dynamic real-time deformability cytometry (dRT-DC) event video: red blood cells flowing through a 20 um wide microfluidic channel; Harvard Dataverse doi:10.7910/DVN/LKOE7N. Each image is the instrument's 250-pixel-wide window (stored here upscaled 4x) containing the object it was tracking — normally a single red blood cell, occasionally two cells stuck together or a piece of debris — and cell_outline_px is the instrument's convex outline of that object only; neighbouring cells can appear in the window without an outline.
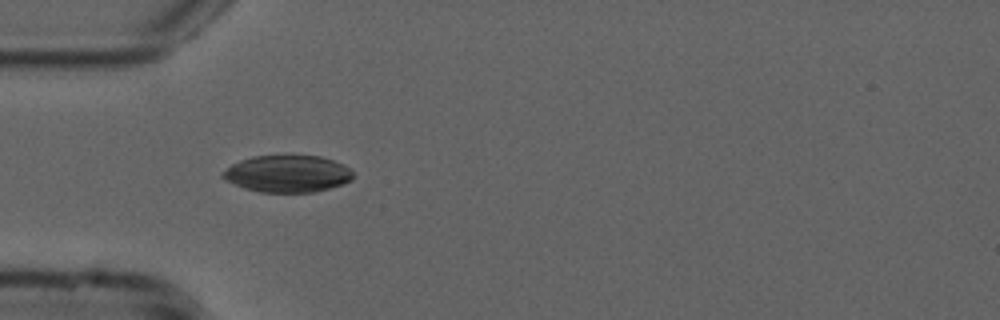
{"species": "common noctule bat (a hibernating species)", "species_latin": "Nyctalus noctula", "temperature_condition": "cold", "stored_images_in_passage": 4, "camera_frame_rate_fps": 3000, "um_per_image_px": 0.085, "animal": {"sex": "male", "forearm_length_mm": 52.5}, "frame": {"image": 1, "passage_image": 1, "time_ms": 0.0, "image_size_px": [1000, 320], "cell_outline_px": [[352, 180], [344, 184], [312, 192], [260, 192], [244, 188], [224, 180], [220, 176], [220, 172], [232, 164], [240, 160], [252, 156], [320, 156], [344, 164], [352, 172]], "centroid_in_image_um": [24.39, 14.77], "position_along_channel_um": 60.6, "area_um2": 28.09}}
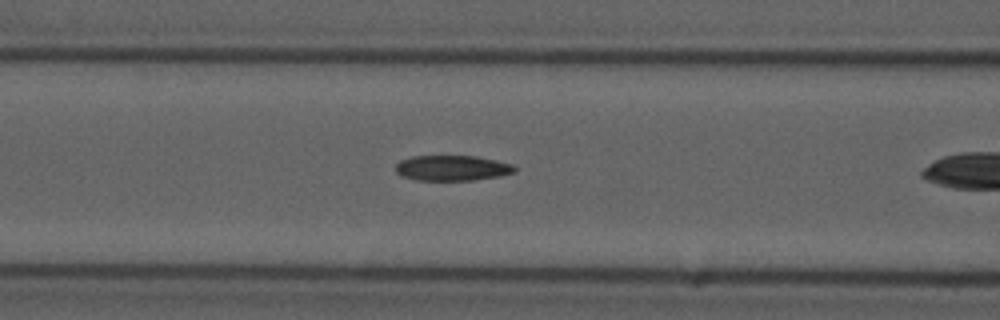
{"frame": {"image": 2, "passage_image": 3, "time_ms": 0.667, "image_size_px": [1000, 320], "cell_outline_px": [[516, 172], [500, 176], [472, 180], [416, 180], [400, 176], [396, 172], [396, 164], [400, 160], [412, 156], [476, 156], [496, 160], [512, 164], [516, 168]], "centroid_in_image_um": [38.42, 14.28], "position_along_channel_um": 128.2, "area_um2": 17.69}}